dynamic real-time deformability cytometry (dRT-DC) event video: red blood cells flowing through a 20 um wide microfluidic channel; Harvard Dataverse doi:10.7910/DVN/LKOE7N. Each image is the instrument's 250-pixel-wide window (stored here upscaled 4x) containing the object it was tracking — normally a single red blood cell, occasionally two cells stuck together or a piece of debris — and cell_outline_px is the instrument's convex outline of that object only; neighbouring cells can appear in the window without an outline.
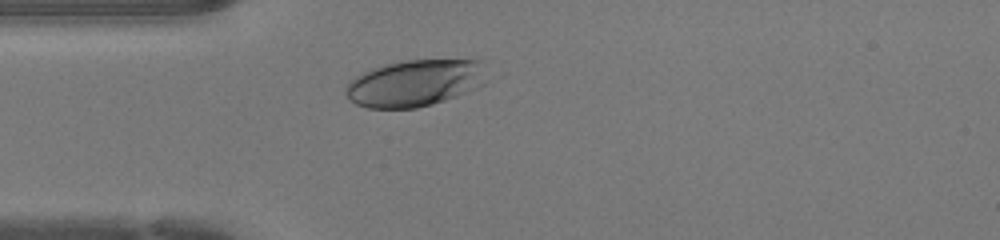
{"species": "human", "species_latin": "Homo sapiens", "temperature_condition": "warm", "stored_images_in_passage": 28, "camera_frame_rate_fps": 3000, "um_per_image_px": 0.085, "donor": {"sex": "female"}, "frame": {"image": 1, "passage_image": 1, "time_ms": 0.0, "image_size_px": [1000, 240], "cell_outline_px": [[484, 84], [456, 96], [432, 104], [416, 108], [368, 108], [356, 104], [344, 92], [344, 88], [348, 80], [372, 68], [384, 64], [408, 60], [480, 60]], "centroid_in_image_um": [35.18, 7.07], "position_along_channel_um": 49.8, "area_um2": 37.92}}
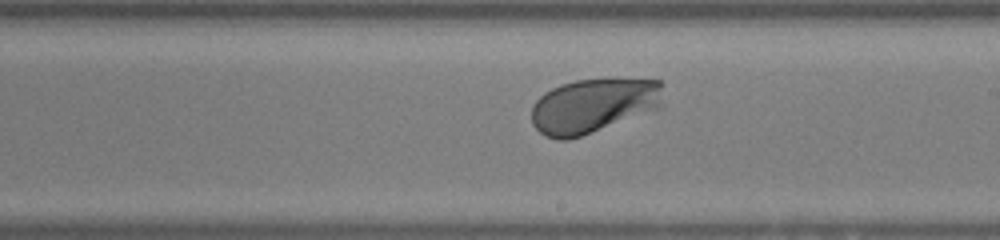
{"frame": {"image": 2, "passage_image": 15, "time_ms": 4.667, "image_size_px": [1000, 240], "cell_outline_px": [[664, 108], [568, 140], [556, 140], [544, 136], [532, 124], [532, 104], [544, 92], [560, 84], [576, 80], [660, 80], [664, 84]], "centroid_in_image_um": [50.48, 9.0], "position_along_channel_um": 238.5, "area_um2": 42.31}}
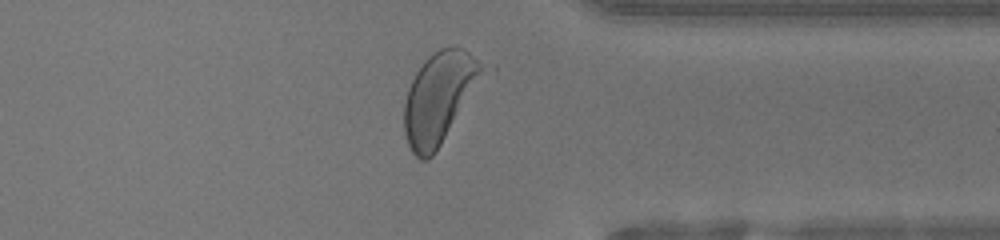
{"frame": {"image": 3, "passage_image": 25, "time_ms": 8.0, "image_size_px": [1000, 240], "cell_outline_px": [[496, 72], [436, 152], [428, 160], [420, 160], [412, 152], [408, 144], [404, 132], [404, 104], [408, 88], [416, 72], [424, 60], [432, 52], [440, 48], [464, 48], [496, 64]], "centroid_in_image_um": [37.61, 8.22], "position_along_channel_um": 373.8, "area_um2": 45.49}, "authors_computed_cell_mechanics": {"area_um2": 41.9339, "velocity_mm_per_s": 4.2331, "shape_relaxation_time_tau1_ms": 0.8738, "shape_relaxation_time_tau2_ms": null, "deformation_change_tau1": 0.1071, "deformation_change_tau2": null}}